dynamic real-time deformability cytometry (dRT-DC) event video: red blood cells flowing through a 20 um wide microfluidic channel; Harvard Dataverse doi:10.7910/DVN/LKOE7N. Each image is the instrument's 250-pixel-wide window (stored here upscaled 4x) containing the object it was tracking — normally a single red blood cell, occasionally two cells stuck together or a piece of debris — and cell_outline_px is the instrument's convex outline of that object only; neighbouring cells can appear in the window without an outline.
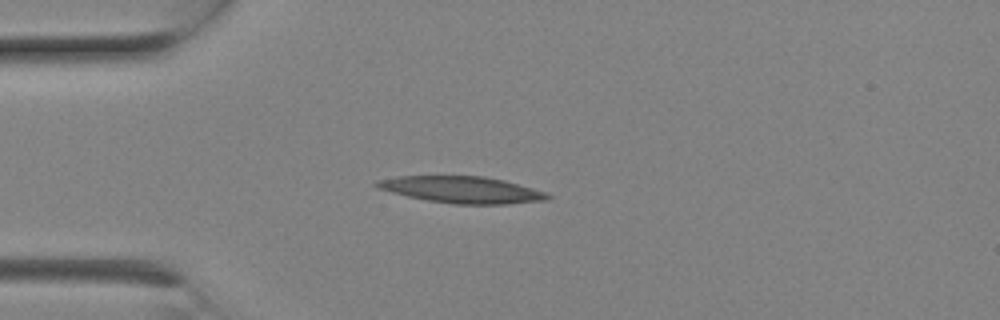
{"species": "Egyptian fruit bat (a non-hibernating species)", "species_latin": "Rousettus aegyptiacus", "temperature_condition": "room temperature", "stored_images_in_passage": 4, "camera_frame_rate_fps": 3000, "um_per_image_px": 0.085, "animal": {"sex": "female"}, "frame": {"image": 1, "passage_image": 2, "time_ms": 0.333, "image_size_px": [1000, 320], "cell_outline_px": [[552, 196], [548, 200], [508, 204], [452, 204], [428, 200], [408, 196], [376, 188], [372, 184], [376, 180], [396, 176], [484, 176], [504, 180], [548, 192]], "centroid_in_image_um": [39.27, 16.12], "position_along_channel_um": 45.7, "area_um2": 26.7}}
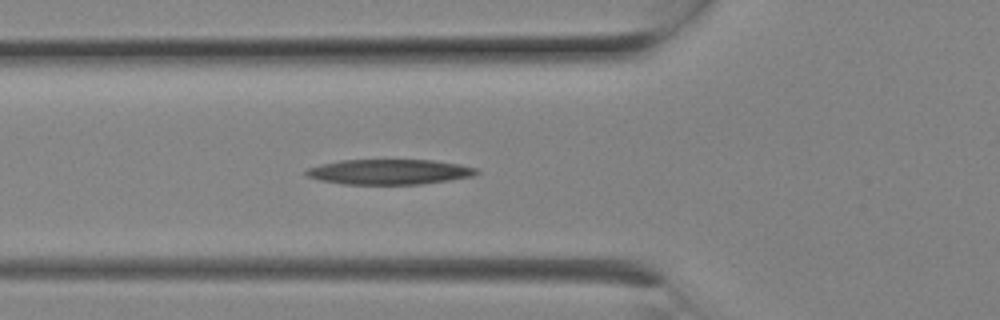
{"frame": {"image": 2, "passage_image": 4, "time_ms": 1.0, "image_size_px": [1000, 320], "cell_outline_px": [[480, 172], [472, 176], [448, 180], [420, 184], [344, 184], [320, 180], [308, 176], [304, 172], [308, 168], [320, 164], [340, 160], [432, 160], [460, 164], [476, 168]], "centroid_in_image_um": [33.08, 14.6], "position_along_channel_um": 92.7, "area_um2": 24.85}}